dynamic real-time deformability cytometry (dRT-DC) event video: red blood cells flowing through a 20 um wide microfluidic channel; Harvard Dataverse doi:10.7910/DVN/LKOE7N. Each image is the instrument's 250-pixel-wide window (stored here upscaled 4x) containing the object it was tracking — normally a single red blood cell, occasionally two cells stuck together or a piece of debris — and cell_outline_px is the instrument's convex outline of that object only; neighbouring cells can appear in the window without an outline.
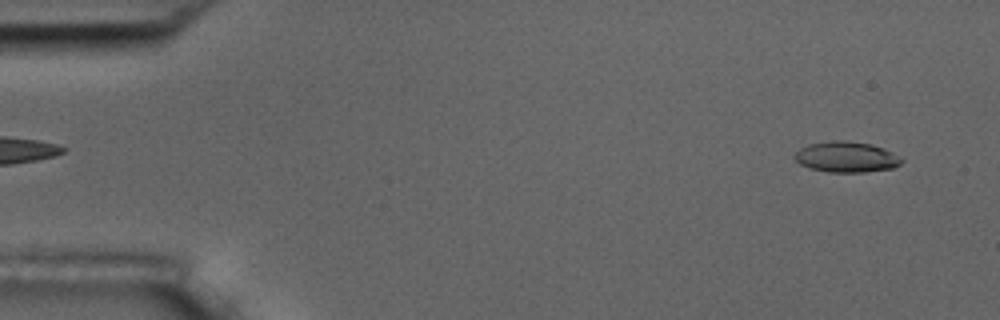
{"species": "common noctule bat (a hibernating species)", "species_latin": "Nyctalus noctula", "temperature_condition": "room temperature", "stored_images_in_passage": 55, "camera_frame_rate_fps": 3000, "um_per_image_px": 0.085, "animal": {"sex": "male", "body_mass_g": 17.5, "forearm_length_mm": 52.3}, "frame": {"image": 1, "passage_image": 3, "time_ms": 0.667, "image_size_px": [1000, 320], "cell_outline_px": [[904, 160], [900, 164], [892, 168], [864, 172], [828, 172], [808, 168], [800, 164], [792, 156], [800, 148], [808, 144], [832, 140], [844, 140], [868, 144], [880, 148]], "centroid_in_image_um": [71.85, 13.35], "position_along_channel_um": 13.2, "area_um2": 18.84}}
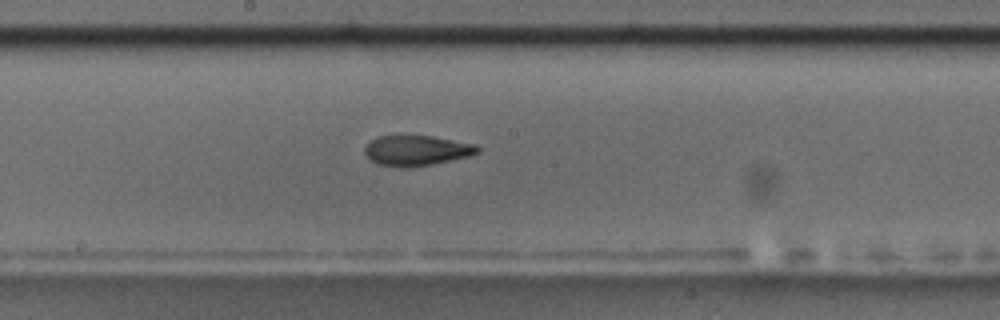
{"frame": {"image": 2, "passage_image": 29, "time_ms": 9.333, "image_size_px": [1000, 320], "cell_outline_px": [[480, 152], [468, 156], [432, 164], [412, 168], [400, 168], [376, 164], [368, 160], [364, 152], [364, 148], [372, 140], [380, 136], [432, 136], [476, 144], [480, 148]], "centroid_in_image_um": [35.39, 12.81], "position_along_channel_um": 212.8, "area_um2": 20.06}}
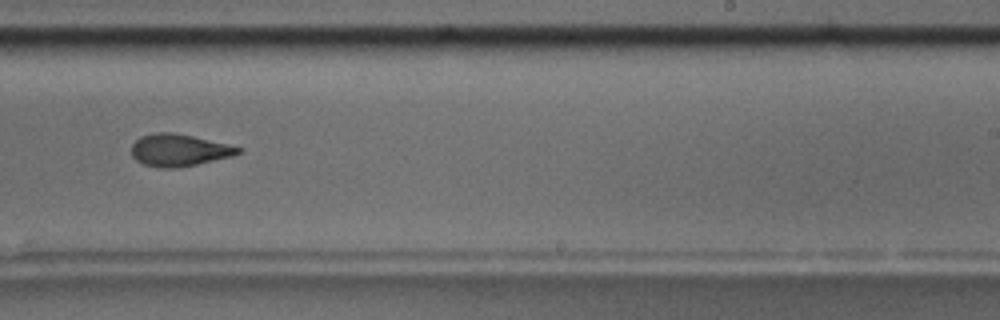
{"frame": {"image": 3, "passage_image": 34, "time_ms": 11.0, "image_size_px": [1000, 320], "cell_outline_px": [[244, 148], [240, 152], [232, 156], [196, 164], [176, 168], [160, 168], [144, 164], [136, 160], [132, 156], [132, 144], [140, 136], [156, 132], [172, 132], [192, 136], [228, 144]], "centroid_in_image_um": [15.2, 12.76], "position_along_channel_um": 273.8, "area_um2": 19.88}, "authors_computed_cell_mechanics": {"area_um2": 19.941, "velocity_mm_per_s": 3.6613, "shape_relaxation_time_tau1_ms": 7.6231, "shape_relaxation_time_tau2_ms": 2.6892, "deformation_change_tau1": 0.1897, "deformation_change_tau2": 0.0946}}